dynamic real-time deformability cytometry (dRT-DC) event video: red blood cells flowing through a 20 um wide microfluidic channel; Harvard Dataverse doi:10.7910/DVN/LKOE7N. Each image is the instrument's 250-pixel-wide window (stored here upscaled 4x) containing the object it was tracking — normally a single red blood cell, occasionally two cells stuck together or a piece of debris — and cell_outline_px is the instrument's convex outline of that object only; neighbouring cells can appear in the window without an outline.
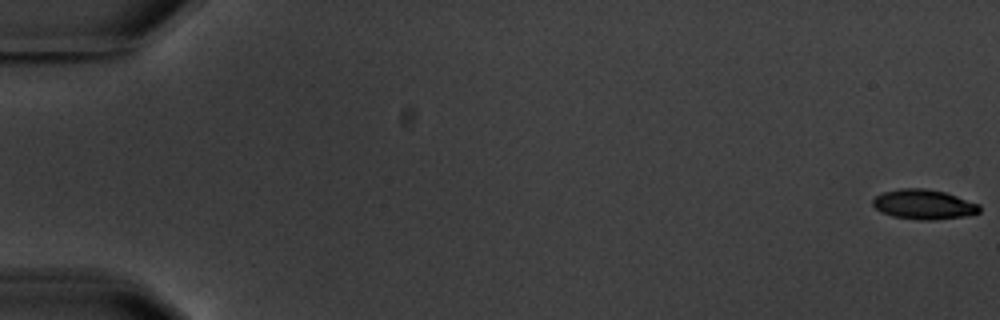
{"species": "common noctule bat (a hibernating species)", "species_latin": "Nyctalus noctula", "temperature_condition": "warm", "stored_images_in_passage": 6, "camera_frame_rate_fps": 3000, "um_per_image_px": 0.085, "animal": {"sex": "male", "body_mass_g": 20.1, "forearm_length_mm": 53.5}, "frame": {"image": 1, "passage_image": 1, "time_ms": 0.0, "image_size_px": [1000, 320], "cell_outline_px": [[980, 212], [968, 216], [936, 220], [920, 220], [892, 216], [876, 208], [872, 204], [872, 200], [876, 196], [884, 192], [900, 188], [924, 188], [944, 192], [980, 204]], "centroid_in_image_um": [78.55, 17.38], "position_along_channel_um": 6.5, "area_um2": 18.5}}